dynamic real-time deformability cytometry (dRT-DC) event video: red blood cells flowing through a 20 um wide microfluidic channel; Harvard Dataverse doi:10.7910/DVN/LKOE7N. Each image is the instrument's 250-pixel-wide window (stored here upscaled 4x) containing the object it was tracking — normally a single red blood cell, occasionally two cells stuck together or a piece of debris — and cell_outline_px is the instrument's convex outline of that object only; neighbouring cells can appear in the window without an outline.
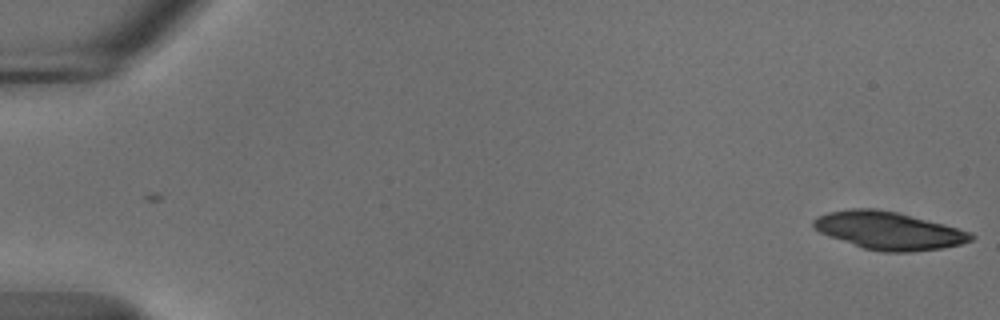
{"species": "common noctule bat (a hibernating species)", "species_latin": "Nyctalus noctula", "temperature_condition": "cold", "stored_images_in_passage": 55, "camera_frame_rate_fps": 3000, "um_per_image_px": 0.085, "animal": {"sex": "male", "body_mass_g": 18.8}, "frame": {"image": 1, "passage_image": 1, "time_ms": 0.0, "image_size_px": [1000, 320], "cell_outline_px": [[976, 236], [972, 240], [960, 244], [944, 248], [908, 252], [884, 252], [864, 248], [828, 236], [812, 228], [812, 220], [816, 216], [828, 212], [848, 208], [876, 208], [900, 212], [944, 224], [972, 232]], "centroid_in_image_um": [75.53, 19.58], "position_along_channel_um": 9.5, "area_um2": 35.03}}
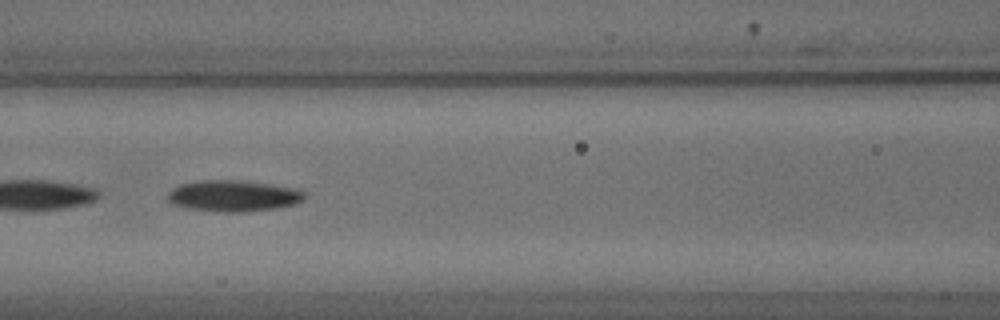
{"frame": {"image": 2, "passage_image": 25, "time_ms": 8.0, "image_size_px": [1000, 320], "cell_outline_px": [[304, 200], [296, 204], [276, 208], [244, 212], [220, 212], [188, 208], [172, 204], [168, 200], [168, 192], [172, 188], [180, 184], [200, 180], [240, 180], [268, 184], [292, 188], [304, 192]], "centroid_in_image_um": [19.8, 16.65], "position_along_channel_um": 146.8, "area_um2": 24.85}}
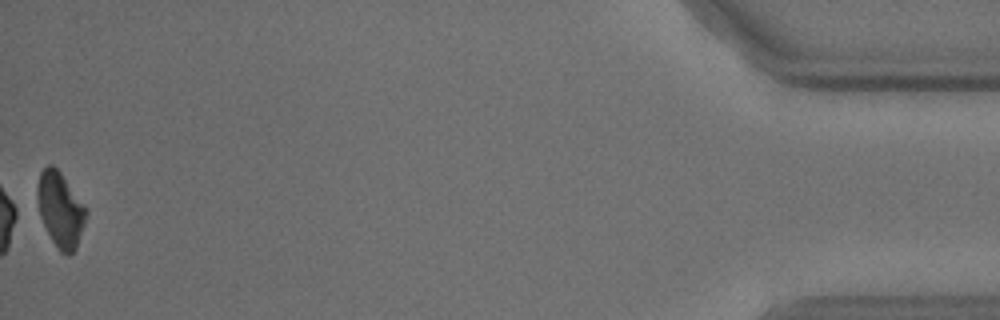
{"frame": {"image": 3, "passage_image": 55, "time_ms": 18.0, "image_size_px": [1000, 320], "cell_outline_px": [[88, 216], [76, 248], [68, 256], [60, 252], [52, 240], [40, 216], [36, 196], [36, 188], [40, 172], [48, 164], [52, 164], [60, 172], [84, 204], [88, 212]], "centroid_in_image_um": [5.14, 17.81], "position_along_channel_um": 430.1, "area_um2": 21.33}, "authors_computed_cell_mechanics": {"area_um2": 24.7384, "velocity_mm_per_s": 3.6948, "shape_relaxation_time_tau1_ms": 2.8637, "shape_relaxation_time_tau2_ms": null, "deformation_change_tau1": 0.0945, "deformation_change_tau2": null}}